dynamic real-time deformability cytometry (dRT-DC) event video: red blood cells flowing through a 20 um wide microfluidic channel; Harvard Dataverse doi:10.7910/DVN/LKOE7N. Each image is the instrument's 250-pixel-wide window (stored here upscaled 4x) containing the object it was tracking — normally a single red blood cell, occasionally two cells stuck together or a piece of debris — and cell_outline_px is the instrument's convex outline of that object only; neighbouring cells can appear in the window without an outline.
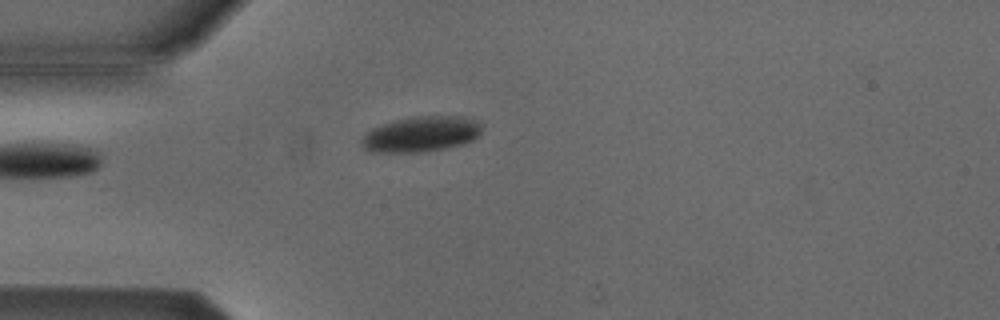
{"species": "Egyptian fruit bat (a non-hibernating species)", "species_latin": "Rousettus aegyptiacus", "temperature_condition": "cold", "stored_images_in_passage": 36, "camera_frame_rate_fps": 3000, "um_per_image_px": 0.085, "animal": {"sex": "male"}, "frame": {"image": 1, "passage_image": 1, "time_ms": 0.0, "image_size_px": [1000, 320], "cell_outline_px": [[480, 136], [464, 144], [428, 152], [372, 152], [364, 148], [360, 140], [372, 128], [396, 120], [412, 116], [460, 116], [472, 120], [480, 124]], "centroid_in_image_um": [35.79, 11.41], "position_along_channel_um": 49.2, "area_um2": 24.74}}
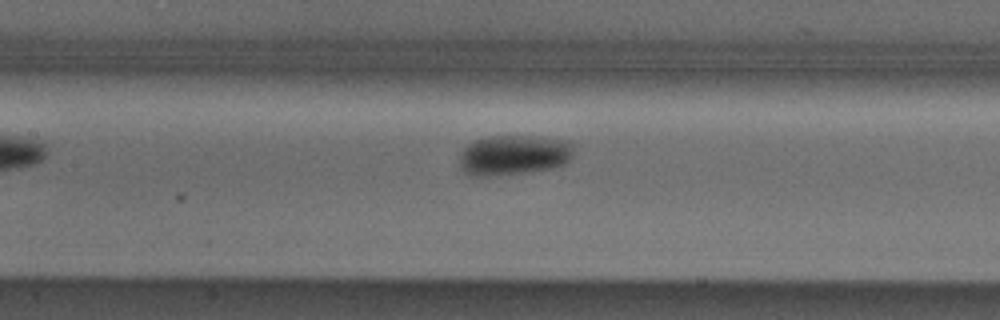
{"frame": {"image": 2, "passage_image": 11, "time_ms": 3.333, "image_size_px": [1000, 320], "cell_outline_px": [[572, 156], [564, 164], [552, 168], [532, 172], [496, 176], [468, 176], [460, 168], [460, 152], [468, 144], [476, 140], [488, 136], [540, 136], [564, 140], [572, 144]], "centroid_in_image_um": [43.63, 13.19], "position_along_channel_um": 163.8, "area_um2": 27.05}}
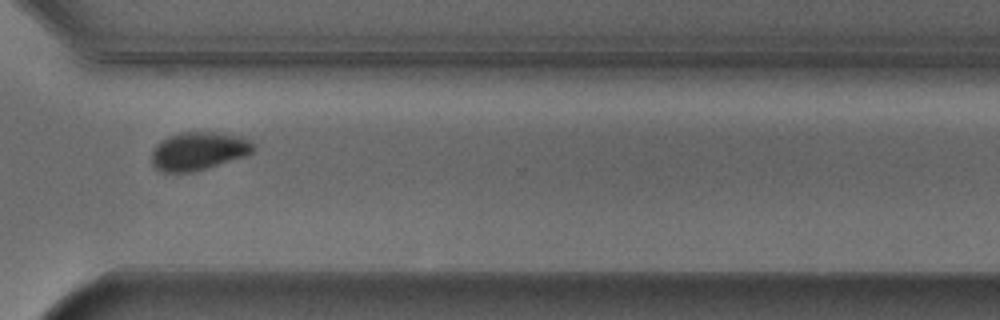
{"frame": {"image": 3, "passage_image": 26, "time_ms": 8.333, "image_size_px": [1000, 320], "cell_outline_px": [[256, 148], [252, 152], [244, 156], [192, 172], [164, 172], [156, 168], [152, 164], [152, 152], [156, 144], [168, 136], [180, 132], [216, 132], [240, 136], [252, 140]], "centroid_in_image_um": [16.88, 12.82], "position_along_channel_um": 353.7, "area_um2": 22.54}, "authors_computed_cell_mechanics": {"area_um2": 24.7962, "velocity_mm_per_s": 3.807, "shape_relaxation_time_tau1_ms": 3.4358, "shape_relaxation_time_tau2_ms": null, "deformation_change_tau1": 0.0912, "deformation_change_tau2": null}}